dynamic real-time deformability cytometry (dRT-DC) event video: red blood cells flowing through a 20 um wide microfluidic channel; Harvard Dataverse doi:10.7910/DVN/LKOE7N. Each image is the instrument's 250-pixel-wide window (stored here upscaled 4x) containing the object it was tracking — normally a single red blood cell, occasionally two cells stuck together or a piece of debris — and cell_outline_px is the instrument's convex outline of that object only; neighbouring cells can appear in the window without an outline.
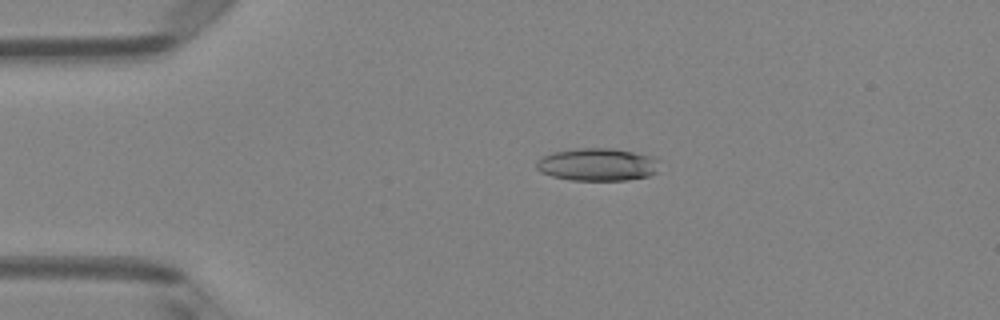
{"species": "Egyptian fruit bat (a non-hibernating species)", "species_latin": "Rousettus aegyptiacus", "temperature_condition": "room temperature", "stored_images_in_passage": 51, "camera_frame_rate_fps": 3000, "um_per_image_px": 0.085, "animal": {"sex": "female"}, "frame": {"image": 1, "passage_image": 11, "time_ms": 3.333, "image_size_px": [1000, 320], "cell_outline_px": [[656, 172], [648, 176], [628, 180], [572, 180], [552, 176], [540, 172], [536, 168], [536, 160], [552, 152], [576, 148], [612, 148], [652, 156], [656, 160]], "centroid_in_image_um": [50.72, 13.98], "position_along_channel_um": 34.3, "area_um2": 23.29}}
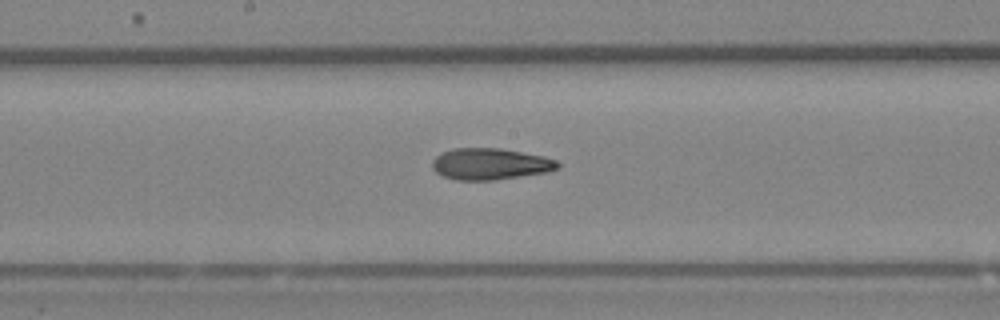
{"frame": {"image": 2, "passage_image": 27, "time_ms": 8.667, "image_size_px": [1000, 320], "cell_outline_px": [[560, 168], [548, 172], [496, 180], [456, 180], [444, 176], [436, 172], [432, 168], [432, 160], [440, 152], [452, 148], [500, 148], [544, 156], [556, 160], [560, 164]], "centroid_in_image_um": [41.67, 13.93], "position_along_channel_um": 206.5, "area_um2": 23.24}}
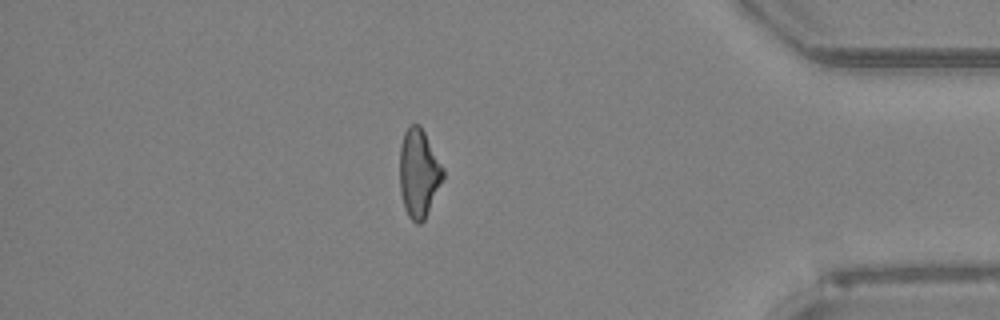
{"frame": {"image": 3, "passage_image": 44, "time_ms": 14.333, "image_size_px": [1000, 320], "cell_outline_px": [[444, 176], [424, 220], [420, 224], [416, 224], [408, 216], [404, 208], [400, 192], [400, 144], [404, 132], [412, 124], [420, 124], [444, 168]], "centroid_in_image_um": [35.58, 14.72], "position_along_channel_um": 399.6, "area_um2": 22.25}, "authors_computed_cell_mechanics": {"area_um2": 23.1778, "velocity_mm_per_s": 4.0241, "shape_relaxation_time_tau1_ms": null, "shape_relaxation_time_tau2_ms": 3.6355, "deformation_change_tau1": null, "deformation_change_tau2": 0.1197}}